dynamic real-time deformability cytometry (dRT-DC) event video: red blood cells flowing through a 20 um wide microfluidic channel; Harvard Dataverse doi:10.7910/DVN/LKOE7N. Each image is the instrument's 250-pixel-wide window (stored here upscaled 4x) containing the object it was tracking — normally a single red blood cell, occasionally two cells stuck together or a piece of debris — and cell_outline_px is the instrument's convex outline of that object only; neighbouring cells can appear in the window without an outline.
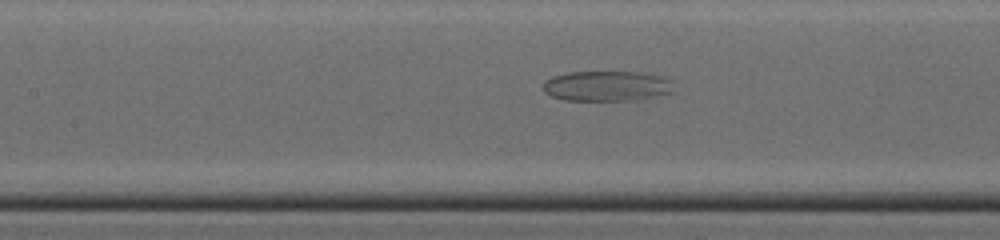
{"species": "common noctule bat (a hibernating species)", "species_latin": "Nyctalus noctula", "temperature_condition": "cold", "stored_images_in_passage": 47, "camera_frame_rate_fps": 3000, "um_per_image_px": 0.085, "animal": {"sex": "male", "body_mass_g": 19.0, "forearm_length_mm": 50.8}, "frame": {"image": 1, "passage_image": 20, "time_ms": 6.333, "image_size_px": [1000, 240], "cell_outline_px": [[672, 92], [636, 100], [568, 100], [552, 96], [544, 92], [540, 88], [552, 76], [568, 72], [640, 72], [660, 76], [672, 80]], "centroid_in_image_um": [51.56, 7.3], "position_along_channel_um": 155.8, "area_um2": 22.89}}
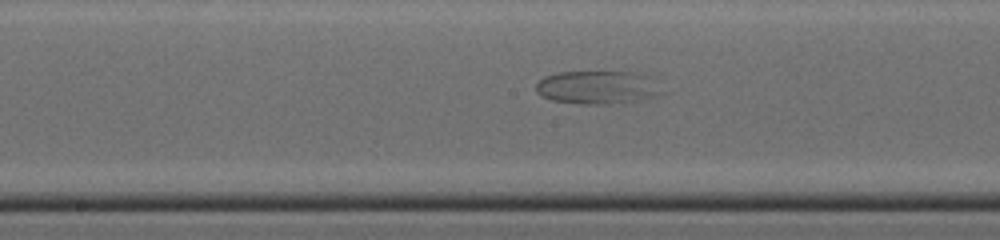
{"frame": {"image": 2, "passage_image": 23, "time_ms": 7.333, "image_size_px": [1000, 240], "cell_outline_px": [[664, 92], [656, 96], [632, 100], [604, 104], [584, 104], [552, 100], [540, 96], [536, 92], [536, 84], [544, 76], [560, 72], [632, 72], [652, 76]], "centroid_in_image_um": [50.78, 7.41], "position_along_channel_um": 197.4, "area_um2": 24.28}}
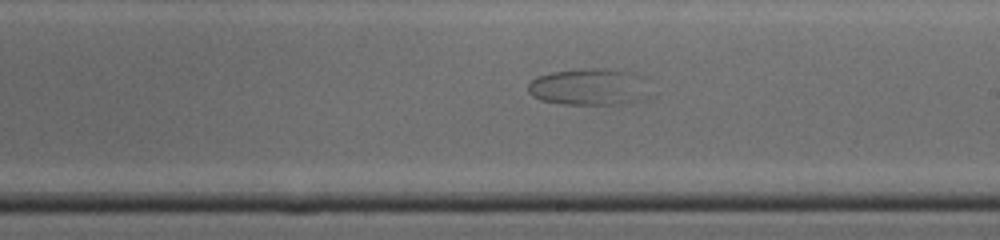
{"frame": {"image": 3, "passage_image": 26, "time_ms": 8.333, "image_size_px": [1000, 240], "cell_outline_px": [[644, 96], [640, 100], [620, 104], [564, 104], [540, 100], [532, 96], [528, 92], [528, 84], [536, 76], [552, 72], [584, 68], [604, 68], [632, 72], [636, 76]], "centroid_in_image_um": [49.88, 7.38], "position_along_channel_um": 239.1, "area_um2": 25.26}}